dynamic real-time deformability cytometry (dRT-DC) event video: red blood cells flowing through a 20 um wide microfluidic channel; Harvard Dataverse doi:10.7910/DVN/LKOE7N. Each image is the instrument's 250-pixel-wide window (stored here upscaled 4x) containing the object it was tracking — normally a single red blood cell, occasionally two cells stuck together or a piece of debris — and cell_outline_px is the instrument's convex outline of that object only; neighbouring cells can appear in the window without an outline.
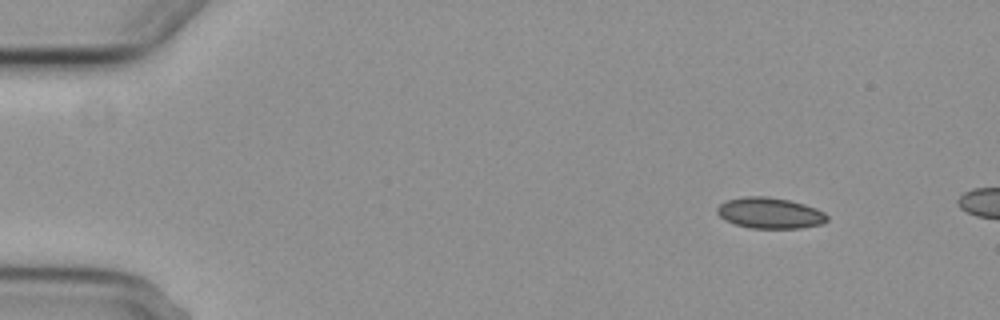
{"species": "common noctule bat (a hibernating species)", "species_latin": "Nyctalus noctula", "temperature_condition": "cold", "stored_images_in_passage": 3, "camera_frame_rate_fps": 3000, "um_per_image_px": 0.085, "animal": {"sex": "female", "body_mass_g": 29.2, "forearm_length_mm": 56.3}, "frame": {"image": 1, "passage_image": 1, "time_ms": 0.0, "image_size_px": [1000, 320], "cell_outline_px": [[828, 220], [824, 224], [800, 228], [752, 228], [736, 224], [724, 220], [716, 212], [716, 208], [724, 200], [744, 196], [768, 196], [788, 200], [804, 204], [816, 208], [824, 212], [828, 216]], "centroid_in_image_um": [65.44, 18.1], "position_along_channel_um": 19.6, "area_um2": 20.0}}